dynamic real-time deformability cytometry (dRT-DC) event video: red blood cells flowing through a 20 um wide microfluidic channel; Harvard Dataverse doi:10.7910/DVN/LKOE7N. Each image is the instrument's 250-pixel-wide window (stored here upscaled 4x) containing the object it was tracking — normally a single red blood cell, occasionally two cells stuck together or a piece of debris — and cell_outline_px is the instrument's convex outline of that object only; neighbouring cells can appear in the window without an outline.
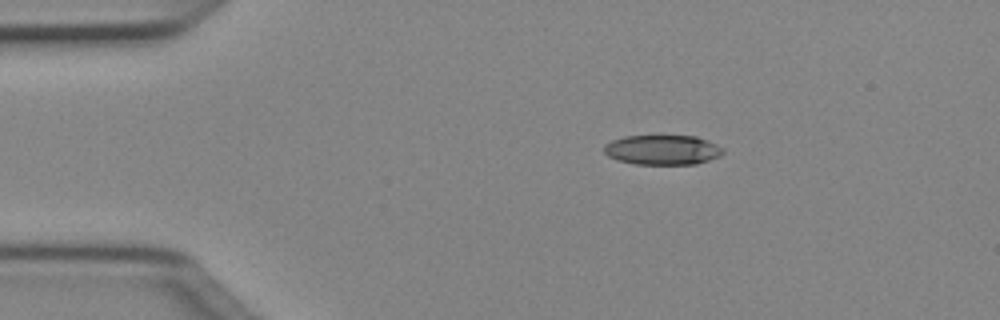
{"species": "Egyptian fruit bat (a non-hibernating species)", "species_latin": "Rousettus aegyptiacus", "temperature_condition": "cold", "stored_images_in_passage": 42, "camera_frame_rate_fps": 3000, "um_per_image_px": 0.085, "animal": {"sex": "female"}, "frame": {"image": 1, "passage_image": 1, "time_ms": 0.0, "image_size_px": [1000, 320], "cell_outline_px": [[724, 152], [720, 156], [696, 164], [636, 164], [616, 160], [608, 156], [604, 152], [604, 144], [612, 140], [624, 136], [696, 136], [708, 140], [724, 148]], "centroid_in_image_um": [56.31, 12.74], "position_along_channel_um": 28.7, "area_um2": 20.75}}
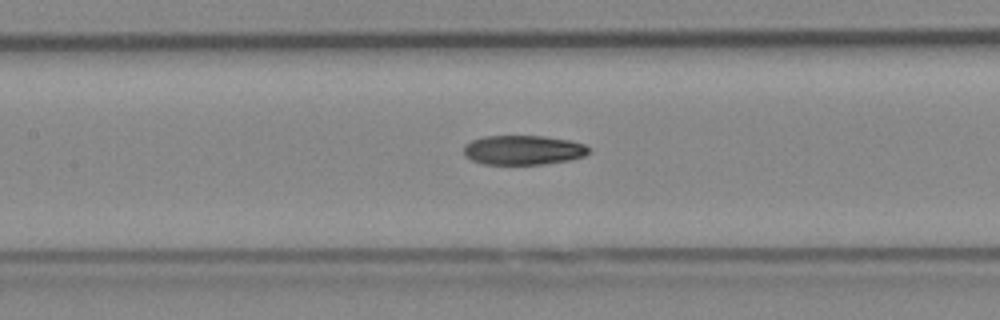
{"frame": {"image": 2, "passage_image": 15, "time_ms": 4.667, "image_size_px": [1000, 320], "cell_outline_px": [[592, 152], [584, 156], [572, 160], [544, 164], [484, 164], [472, 160], [464, 156], [464, 144], [472, 140], [484, 136], [544, 136], [568, 140], [584, 144]], "centroid_in_image_um": [44.48, 12.76], "position_along_channel_um": 162.9, "area_um2": 21.62}}
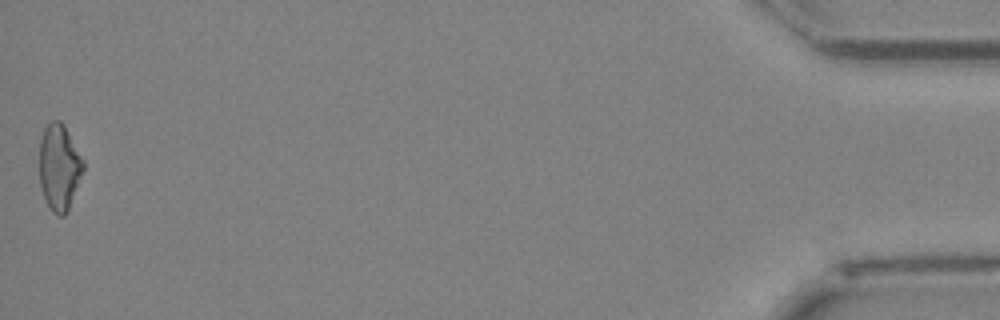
{"frame": {"image": 3, "passage_image": 42, "time_ms": 13.667, "image_size_px": [1000, 320], "cell_outline_px": [[84, 168], [68, 212], [64, 216], [60, 216], [52, 212], [44, 196], [40, 184], [40, 136], [44, 128], [52, 120], [60, 120], [64, 124], [84, 160]], "centroid_in_image_um": [5.04, 14.2], "position_along_channel_um": 430.2, "area_um2": 22.08}, "authors_computed_cell_mechanics": {"area_um2": 21.964, "velocity_mm_per_s": 4.0557, "shape_relaxation_time_tau1_ms": 8.3414, "shape_relaxation_time_tau2_ms": 5.2713, "deformation_change_tau1": 0.1825, "deformation_change_tau2": 0.1304}}